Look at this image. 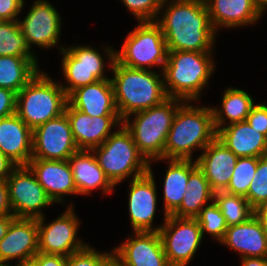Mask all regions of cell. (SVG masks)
<instances>
[{
	"label": "cell",
	"instance_id": "cell-23",
	"mask_svg": "<svg viewBox=\"0 0 267 266\" xmlns=\"http://www.w3.org/2000/svg\"><path fill=\"white\" fill-rule=\"evenodd\" d=\"M33 130L16 114L0 118V151L17 166L32 159Z\"/></svg>",
	"mask_w": 267,
	"mask_h": 266
},
{
	"label": "cell",
	"instance_id": "cell-43",
	"mask_svg": "<svg viewBox=\"0 0 267 266\" xmlns=\"http://www.w3.org/2000/svg\"><path fill=\"white\" fill-rule=\"evenodd\" d=\"M17 165L0 151V181H6Z\"/></svg>",
	"mask_w": 267,
	"mask_h": 266
},
{
	"label": "cell",
	"instance_id": "cell-48",
	"mask_svg": "<svg viewBox=\"0 0 267 266\" xmlns=\"http://www.w3.org/2000/svg\"><path fill=\"white\" fill-rule=\"evenodd\" d=\"M15 264L16 266H39L38 262L34 258L27 259Z\"/></svg>",
	"mask_w": 267,
	"mask_h": 266
},
{
	"label": "cell",
	"instance_id": "cell-16",
	"mask_svg": "<svg viewBox=\"0 0 267 266\" xmlns=\"http://www.w3.org/2000/svg\"><path fill=\"white\" fill-rule=\"evenodd\" d=\"M113 248V259L121 266H170L159 232H134Z\"/></svg>",
	"mask_w": 267,
	"mask_h": 266
},
{
	"label": "cell",
	"instance_id": "cell-12",
	"mask_svg": "<svg viewBox=\"0 0 267 266\" xmlns=\"http://www.w3.org/2000/svg\"><path fill=\"white\" fill-rule=\"evenodd\" d=\"M12 214L16 218H39L42 209L54 204L28 166H17L6 180Z\"/></svg>",
	"mask_w": 267,
	"mask_h": 266
},
{
	"label": "cell",
	"instance_id": "cell-9",
	"mask_svg": "<svg viewBox=\"0 0 267 266\" xmlns=\"http://www.w3.org/2000/svg\"><path fill=\"white\" fill-rule=\"evenodd\" d=\"M115 50V60L123 66L133 69L154 70L158 66L163 72L167 62V44L161 27L155 21L138 22Z\"/></svg>",
	"mask_w": 267,
	"mask_h": 266
},
{
	"label": "cell",
	"instance_id": "cell-25",
	"mask_svg": "<svg viewBox=\"0 0 267 266\" xmlns=\"http://www.w3.org/2000/svg\"><path fill=\"white\" fill-rule=\"evenodd\" d=\"M244 257H267V236L260 220L251 216L246 222L229 226L219 242Z\"/></svg>",
	"mask_w": 267,
	"mask_h": 266
},
{
	"label": "cell",
	"instance_id": "cell-24",
	"mask_svg": "<svg viewBox=\"0 0 267 266\" xmlns=\"http://www.w3.org/2000/svg\"><path fill=\"white\" fill-rule=\"evenodd\" d=\"M68 162L78 195L88 196L97 189L102 195L112 194L115 186L100 168L92 150H78L69 157Z\"/></svg>",
	"mask_w": 267,
	"mask_h": 266
},
{
	"label": "cell",
	"instance_id": "cell-29",
	"mask_svg": "<svg viewBox=\"0 0 267 266\" xmlns=\"http://www.w3.org/2000/svg\"><path fill=\"white\" fill-rule=\"evenodd\" d=\"M186 188L180 206L171 215L180 218H196L201 209L214 200V191L198 166L189 174Z\"/></svg>",
	"mask_w": 267,
	"mask_h": 266
},
{
	"label": "cell",
	"instance_id": "cell-37",
	"mask_svg": "<svg viewBox=\"0 0 267 266\" xmlns=\"http://www.w3.org/2000/svg\"><path fill=\"white\" fill-rule=\"evenodd\" d=\"M137 22L156 21L163 0H120Z\"/></svg>",
	"mask_w": 267,
	"mask_h": 266
},
{
	"label": "cell",
	"instance_id": "cell-44",
	"mask_svg": "<svg viewBox=\"0 0 267 266\" xmlns=\"http://www.w3.org/2000/svg\"><path fill=\"white\" fill-rule=\"evenodd\" d=\"M254 215L260 220L263 231L267 236V202L254 210Z\"/></svg>",
	"mask_w": 267,
	"mask_h": 266
},
{
	"label": "cell",
	"instance_id": "cell-2",
	"mask_svg": "<svg viewBox=\"0 0 267 266\" xmlns=\"http://www.w3.org/2000/svg\"><path fill=\"white\" fill-rule=\"evenodd\" d=\"M191 102V104H190ZM184 101L177 109L164 147V159L193 160L196 150H204L216 137L210 106Z\"/></svg>",
	"mask_w": 267,
	"mask_h": 266
},
{
	"label": "cell",
	"instance_id": "cell-45",
	"mask_svg": "<svg viewBox=\"0 0 267 266\" xmlns=\"http://www.w3.org/2000/svg\"><path fill=\"white\" fill-rule=\"evenodd\" d=\"M240 259L241 266H267V257H244Z\"/></svg>",
	"mask_w": 267,
	"mask_h": 266
},
{
	"label": "cell",
	"instance_id": "cell-31",
	"mask_svg": "<svg viewBox=\"0 0 267 266\" xmlns=\"http://www.w3.org/2000/svg\"><path fill=\"white\" fill-rule=\"evenodd\" d=\"M0 56L32 57L37 63V54L28 46L18 20H0Z\"/></svg>",
	"mask_w": 267,
	"mask_h": 266
},
{
	"label": "cell",
	"instance_id": "cell-18",
	"mask_svg": "<svg viewBox=\"0 0 267 266\" xmlns=\"http://www.w3.org/2000/svg\"><path fill=\"white\" fill-rule=\"evenodd\" d=\"M37 218H15L0 241V263L33 258L38 253Z\"/></svg>",
	"mask_w": 267,
	"mask_h": 266
},
{
	"label": "cell",
	"instance_id": "cell-19",
	"mask_svg": "<svg viewBox=\"0 0 267 266\" xmlns=\"http://www.w3.org/2000/svg\"><path fill=\"white\" fill-rule=\"evenodd\" d=\"M27 166L54 203L64 206V197L78 195L68 160L31 159Z\"/></svg>",
	"mask_w": 267,
	"mask_h": 266
},
{
	"label": "cell",
	"instance_id": "cell-39",
	"mask_svg": "<svg viewBox=\"0 0 267 266\" xmlns=\"http://www.w3.org/2000/svg\"><path fill=\"white\" fill-rule=\"evenodd\" d=\"M24 6L25 0H0V20H18Z\"/></svg>",
	"mask_w": 267,
	"mask_h": 266
},
{
	"label": "cell",
	"instance_id": "cell-35",
	"mask_svg": "<svg viewBox=\"0 0 267 266\" xmlns=\"http://www.w3.org/2000/svg\"><path fill=\"white\" fill-rule=\"evenodd\" d=\"M245 198L253 210L267 202V155L258 158V166Z\"/></svg>",
	"mask_w": 267,
	"mask_h": 266
},
{
	"label": "cell",
	"instance_id": "cell-14",
	"mask_svg": "<svg viewBox=\"0 0 267 266\" xmlns=\"http://www.w3.org/2000/svg\"><path fill=\"white\" fill-rule=\"evenodd\" d=\"M78 150L66 113L33 130L32 159L68 160Z\"/></svg>",
	"mask_w": 267,
	"mask_h": 266
},
{
	"label": "cell",
	"instance_id": "cell-11",
	"mask_svg": "<svg viewBox=\"0 0 267 266\" xmlns=\"http://www.w3.org/2000/svg\"><path fill=\"white\" fill-rule=\"evenodd\" d=\"M159 230L170 266H187L201 247L203 236L196 218L168 215Z\"/></svg>",
	"mask_w": 267,
	"mask_h": 266
},
{
	"label": "cell",
	"instance_id": "cell-3",
	"mask_svg": "<svg viewBox=\"0 0 267 266\" xmlns=\"http://www.w3.org/2000/svg\"><path fill=\"white\" fill-rule=\"evenodd\" d=\"M160 72L129 68L115 60L111 69V81L122 121L134 113L159 105L168 98L163 72Z\"/></svg>",
	"mask_w": 267,
	"mask_h": 266
},
{
	"label": "cell",
	"instance_id": "cell-13",
	"mask_svg": "<svg viewBox=\"0 0 267 266\" xmlns=\"http://www.w3.org/2000/svg\"><path fill=\"white\" fill-rule=\"evenodd\" d=\"M61 21L60 12L48 0H35L24 19H18L30 49L33 45L41 49H51L57 45L60 51L65 48L58 45Z\"/></svg>",
	"mask_w": 267,
	"mask_h": 266
},
{
	"label": "cell",
	"instance_id": "cell-28",
	"mask_svg": "<svg viewBox=\"0 0 267 266\" xmlns=\"http://www.w3.org/2000/svg\"><path fill=\"white\" fill-rule=\"evenodd\" d=\"M221 98V108L212 106L214 126L218 132L227 125L246 121L248 114L255 105L252 95L246 91L228 87L224 90Z\"/></svg>",
	"mask_w": 267,
	"mask_h": 266
},
{
	"label": "cell",
	"instance_id": "cell-47",
	"mask_svg": "<svg viewBox=\"0 0 267 266\" xmlns=\"http://www.w3.org/2000/svg\"><path fill=\"white\" fill-rule=\"evenodd\" d=\"M253 2L262 14L267 11V0H253Z\"/></svg>",
	"mask_w": 267,
	"mask_h": 266
},
{
	"label": "cell",
	"instance_id": "cell-10",
	"mask_svg": "<svg viewBox=\"0 0 267 266\" xmlns=\"http://www.w3.org/2000/svg\"><path fill=\"white\" fill-rule=\"evenodd\" d=\"M74 210L69 203L66 211L49 223H45V215L37 218L38 252L68 257L88 245L77 237L80 219Z\"/></svg>",
	"mask_w": 267,
	"mask_h": 266
},
{
	"label": "cell",
	"instance_id": "cell-49",
	"mask_svg": "<svg viewBox=\"0 0 267 266\" xmlns=\"http://www.w3.org/2000/svg\"><path fill=\"white\" fill-rule=\"evenodd\" d=\"M108 266H121L119 263H117L114 259L108 264Z\"/></svg>",
	"mask_w": 267,
	"mask_h": 266
},
{
	"label": "cell",
	"instance_id": "cell-30",
	"mask_svg": "<svg viewBox=\"0 0 267 266\" xmlns=\"http://www.w3.org/2000/svg\"><path fill=\"white\" fill-rule=\"evenodd\" d=\"M32 57L0 56V87L16 94L40 71Z\"/></svg>",
	"mask_w": 267,
	"mask_h": 266
},
{
	"label": "cell",
	"instance_id": "cell-26",
	"mask_svg": "<svg viewBox=\"0 0 267 266\" xmlns=\"http://www.w3.org/2000/svg\"><path fill=\"white\" fill-rule=\"evenodd\" d=\"M217 138L237 157H262L267 155V137L247 121L222 127Z\"/></svg>",
	"mask_w": 267,
	"mask_h": 266
},
{
	"label": "cell",
	"instance_id": "cell-27",
	"mask_svg": "<svg viewBox=\"0 0 267 266\" xmlns=\"http://www.w3.org/2000/svg\"><path fill=\"white\" fill-rule=\"evenodd\" d=\"M198 166L197 161L168 159L163 182L164 217L171 215L181 204L189 174Z\"/></svg>",
	"mask_w": 267,
	"mask_h": 266
},
{
	"label": "cell",
	"instance_id": "cell-46",
	"mask_svg": "<svg viewBox=\"0 0 267 266\" xmlns=\"http://www.w3.org/2000/svg\"><path fill=\"white\" fill-rule=\"evenodd\" d=\"M16 217L14 215L2 216L0 217V241L4 238L7 233V230L11 224V222Z\"/></svg>",
	"mask_w": 267,
	"mask_h": 266
},
{
	"label": "cell",
	"instance_id": "cell-36",
	"mask_svg": "<svg viewBox=\"0 0 267 266\" xmlns=\"http://www.w3.org/2000/svg\"><path fill=\"white\" fill-rule=\"evenodd\" d=\"M109 252L98 251L88 244L84 249L68 256L66 266H108L113 259V249Z\"/></svg>",
	"mask_w": 267,
	"mask_h": 266
},
{
	"label": "cell",
	"instance_id": "cell-32",
	"mask_svg": "<svg viewBox=\"0 0 267 266\" xmlns=\"http://www.w3.org/2000/svg\"><path fill=\"white\" fill-rule=\"evenodd\" d=\"M214 200L225 217L228 227L244 223L254 215V210L243 196L217 191L214 192Z\"/></svg>",
	"mask_w": 267,
	"mask_h": 266
},
{
	"label": "cell",
	"instance_id": "cell-40",
	"mask_svg": "<svg viewBox=\"0 0 267 266\" xmlns=\"http://www.w3.org/2000/svg\"><path fill=\"white\" fill-rule=\"evenodd\" d=\"M16 113V93L0 87V118Z\"/></svg>",
	"mask_w": 267,
	"mask_h": 266
},
{
	"label": "cell",
	"instance_id": "cell-17",
	"mask_svg": "<svg viewBox=\"0 0 267 266\" xmlns=\"http://www.w3.org/2000/svg\"><path fill=\"white\" fill-rule=\"evenodd\" d=\"M65 113L70 123L74 142L79 150H92L100 146L115 131L116 127L123 124L120 116L91 117L73 108L69 103L66 105Z\"/></svg>",
	"mask_w": 267,
	"mask_h": 266
},
{
	"label": "cell",
	"instance_id": "cell-38",
	"mask_svg": "<svg viewBox=\"0 0 267 266\" xmlns=\"http://www.w3.org/2000/svg\"><path fill=\"white\" fill-rule=\"evenodd\" d=\"M246 121L249 125L261 134L267 137V105L266 102L256 103L250 113L248 114Z\"/></svg>",
	"mask_w": 267,
	"mask_h": 266
},
{
	"label": "cell",
	"instance_id": "cell-34",
	"mask_svg": "<svg viewBox=\"0 0 267 266\" xmlns=\"http://www.w3.org/2000/svg\"><path fill=\"white\" fill-rule=\"evenodd\" d=\"M196 219L201 228L203 238L205 233L209 234L217 242L224 238L228 225L215 200L205 205Z\"/></svg>",
	"mask_w": 267,
	"mask_h": 266
},
{
	"label": "cell",
	"instance_id": "cell-41",
	"mask_svg": "<svg viewBox=\"0 0 267 266\" xmlns=\"http://www.w3.org/2000/svg\"><path fill=\"white\" fill-rule=\"evenodd\" d=\"M39 266H66L67 257L61 255L46 254L38 252L33 257Z\"/></svg>",
	"mask_w": 267,
	"mask_h": 266
},
{
	"label": "cell",
	"instance_id": "cell-1",
	"mask_svg": "<svg viewBox=\"0 0 267 266\" xmlns=\"http://www.w3.org/2000/svg\"><path fill=\"white\" fill-rule=\"evenodd\" d=\"M155 22L168 51L214 52L217 33L205 0H163Z\"/></svg>",
	"mask_w": 267,
	"mask_h": 266
},
{
	"label": "cell",
	"instance_id": "cell-8",
	"mask_svg": "<svg viewBox=\"0 0 267 266\" xmlns=\"http://www.w3.org/2000/svg\"><path fill=\"white\" fill-rule=\"evenodd\" d=\"M78 45L66 46L59 51L62 54L61 72L63 71L64 82H67L66 85L60 82V85L67 96L82 86L95 83L98 80L111 79L104 73L106 71L105 65L110 71L115 62V48L113 49L112 46L101 47L105 53H100L91 45ZM102 53L105 54L104 57H102ZM105 57H107L108 63L104 62Z\"/></svg>",
	"mask_w": 267,
	"mask_h": 266
},
{
	"label": "cell",
	"instance_id": "cell-7",
	"mask_svg": "<svg viewBox=\"0 0 267 266\" xmlns=\"http://www.w3.org/2000/svg\"><path fill=\"white\" fill-rule=\"evenodd\" d=\"M92 151L100 168L115 187L127 178L130 181L148 173L149 162L139 152L124 124Z\"/></svg>",
	"mask_w": 267,
	"mask_h": 266
},
{
	"label": "cell",
	"instance_id": "cell-50",
	"mask_svg": "<svg viewBox=\"0 0 267 266\" xmlns=\"http://www.w3.org/2000/svg\"><path fill=\"white\" fill-rule=\"evenodd\" d=\"M0 266H16V264L11 265V264H6V263H0Z\"/></svg>",
	"mask_w": 267,
	"mask_h": 266
},
{
	"label": "cell",
	"instance_id": "cell-5",
	"mask_svg": "<svg viewBox=\"0 0 267 266\" xmlns=\"http://www.w3.org/2000/svg\"><path fill=\"white\" fill-rule=\"evenodd\" d=\"M184 101L168 97L161 104L126 117L124 126L130 131L139 152L153 164L164 159V147L178 107ZM132 120V121H131Z\"/></svg>",
	"mask_w": 267,
	"mask_h": 266
},
{
	"label": "cell",
	"instance_id": "cell-22",
	"mask_svg": "<svg viewBox=\"0 0 267 266\" xmlns=\"http://www.w3.org/2000/svg\"><path fill=\"white\" fill-rule=\"evenodd\" d=\"M68 103L91 117L120 116L111 79L82 86L68 96Z\"/></svg>",
	"mask_w": 267,
	"mask_h": 266
},
{
	"label": "cell",
	"instance_id": "cell-21",
	"mask_svg": "<svg viewBox=\"0 0 267 266\" xmlns=\"http://www.w3.org/2000/svg\"><path fill=\"white\" fill-rule=\"evenodd\" d=\"M211 24L218 33L219 28H240L258 24L263 14L253 0H205Z\"/></svg>",
	"mask_w": 267,
	"mask_h": 266
},
{
	"label": "cell",
	"instance_id": "cell-42",
	"mask_svg": "<svg viewBox=\"0 0 267 266\" xmlns=\"http://www.w3.org/2000/svg\"><path fill=\"white\" fill-rule=\"evenodd\" d=\"M13 215L6 181H0V217Z\"/></svg>",
	"mask_w": 267,
	"mask_h": 266
},
{
	"label": "cell",
	"instance_id": "cell-20",
	"mask_svg": "<svg viewBox=\"0 0 267 266\" xmlns=\"http://www.w3.org/2000/svg\"><path fill=\"white\" fill-rule=\"evenodd\" d=\"M238 157L217 137L195 158L214 192L224 191L235 168Z\"/></svg>",
	"mask_w": 267,
	"mask_h": 266
},
{
	"label": "cell",
	"instance_id": "cell-15",
	"mask_svg": "<svg viewBox=\"0 0 267 266\" xmlns=\"http://www.w3.org/2000/svg\"><path fill=\"white\" fill-rule=\"evenodd\" d=\"M149 163L148 173L131 179L129 183L128 211L129 222L133 232H159L163 224L154 225L155 214L157 213V186Z\"/></svg>",
	"mask_w": 267,
	"mask_h": 266
},
{
	"label": "cell",
	"instance_id": "cell-33",
	"mask_svg": "<svg viewBox=\"0 0 267 266\" xmlns=\"http://www.w3.org/2000/svg\"><path fill=\"white\" fill-rule=\"evenodd\" d=\"M257 166L256 157H238L231 180L224 192L245 197Z\"/></svg>",
	"mask_w": 267,
	"mask_h": 266
},
{
	"label": "cell",
	"instance_id": "cell-6",
	"mask_svg": "<svg viewBox=\"0 0 267 266\" xmlns=\"http://www.w3.org/2000/svg\"><path fill=\"white\" fill-rule=\"evenodd\" d=\"M67 103L60 82L41 70L16 94V114L34 130L65 113Z\"/></svg>",
	"mask_w": 267,
	"mask_h": 266
},
{
	"label": "cell",
	"instance_id": "cell-4",
	"mask_svg": "<svg viewBox=\"0 0 267 266\" xmlns=\"http://www.w3.org/2000/svg\"><path fill=\"white\" fill-rule=\"evenodd\" d=\"M213 52L168 51L163 76L168 97L197 102L215 71Z\"/></svg>",
	"mask_w": 267,
	"mask_h": 266
}]
</instances>
